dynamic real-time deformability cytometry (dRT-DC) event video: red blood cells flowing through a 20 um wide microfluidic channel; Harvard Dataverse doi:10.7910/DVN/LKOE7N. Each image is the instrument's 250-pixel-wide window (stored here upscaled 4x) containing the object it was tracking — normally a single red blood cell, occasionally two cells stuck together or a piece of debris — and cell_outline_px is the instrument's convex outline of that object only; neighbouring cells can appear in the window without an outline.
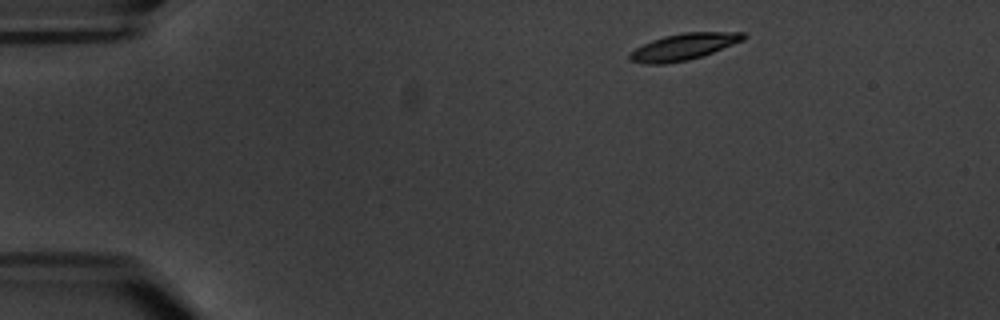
{"species": "common noctule bat (a hibernating species)", "species_latin": "Nyctalus noctula", "temperature_condition": "warm", "stored_images_in_passage": 7, "camera_frame_rate_fps": 3000, "um_per_image_px": 0.085, "animal": {"sex": "male", "body_mass_g": 20.1, "forearm_length_mm": 53.5}, "frame": {"image": 1, "passage_image": 1, "time_ms": 0.0, "image_size_px": [1000, 320], "cell_outline_px": [[748, 36], [744, 40], [712, 52], [688, 60], [664, 64], [648, 64], [628, 60], [628, 52], [652, 40], [664, 36], [684, 32], [744, 32]], "centroid_in_image_um": [58.09, 3.97], "position_along_channel_um": 26.9, "area_um2": 17.51}}
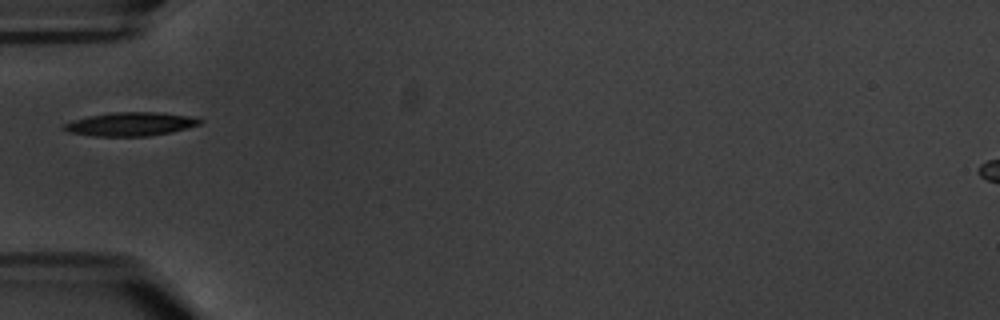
{"frame": {"image": 2, "passage_image": 4, "time_ms": 3.667, "image_size_px": [1000, 320], "cell_outline_px": [[204, 120], [200, 124], [172, 132], [148, 136], [92, 136], [68, 132], [60, 128], [60, 124], [72, 120], [88, 116], [112, 112], [156, 112], [188, 116]], "centroid_in_image_um": [11.01, 10.55], "position_along_channel_um": 74.0, "area_um2": 18.84}}
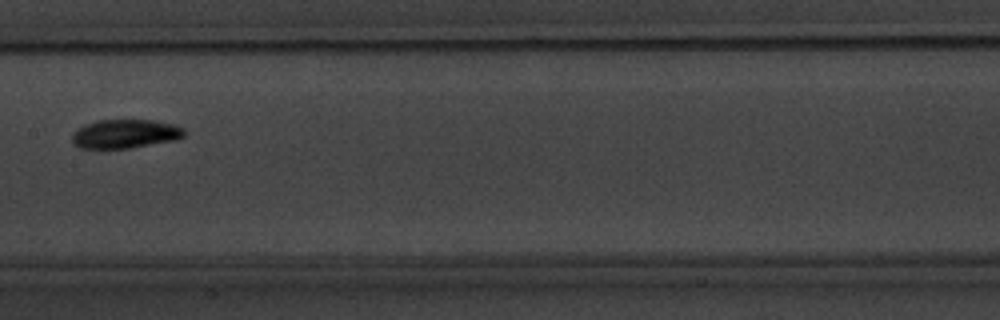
{"frame": {"image": 3, "passage_image": 7, "time_ms": 7.333, "image_size_px": [1000, 320], "cell_outline_px": [[184, 136], [176, 140], [128, 148], [80, 148], [72, 144], [72, 132], [84, 124], [100, 120], [152, 120], [172, 124], [184, 128]], "centroid_in_image_um": [10.6, 11.37], "position_along_channel_um": 196.8, "area_um2": 18.84}}